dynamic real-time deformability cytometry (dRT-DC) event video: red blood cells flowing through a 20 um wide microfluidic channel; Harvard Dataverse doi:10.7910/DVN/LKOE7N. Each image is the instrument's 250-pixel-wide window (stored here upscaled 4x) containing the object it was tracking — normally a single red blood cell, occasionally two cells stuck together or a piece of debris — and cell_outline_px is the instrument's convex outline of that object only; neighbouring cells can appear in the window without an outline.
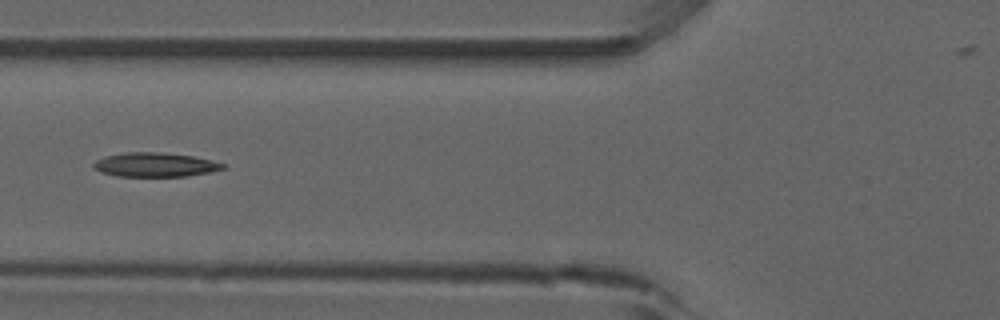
{"species": "common noctule bat (a hibernating species)", "species_latin": "Nyctalus noctula", "temperature_condition": "room temperature", "stored_images_in_passage": 2, "camera_frame_rate_fps": 3000, "um_per_image_px": 0.085, "animal": {"sex": "male", "forearm_length_mm": 52.5}, "frame": {"image": 1, "passage_image": 2, "time_ms": 1.0, "image_size_px": [1000, 320], "cell_outline_px": [[228, 164], [224, 168], [212, 172], [188, 176], [120, 176], [100, 172], [92, 164], [96, 160], [104, 156], [128, 152], [164, 152], [192, 156], [212, 160]], "centroid_in_image_um": [13.23, 14.0], "position_along_channel_um": 112.6, "area_um2": 18.26}}